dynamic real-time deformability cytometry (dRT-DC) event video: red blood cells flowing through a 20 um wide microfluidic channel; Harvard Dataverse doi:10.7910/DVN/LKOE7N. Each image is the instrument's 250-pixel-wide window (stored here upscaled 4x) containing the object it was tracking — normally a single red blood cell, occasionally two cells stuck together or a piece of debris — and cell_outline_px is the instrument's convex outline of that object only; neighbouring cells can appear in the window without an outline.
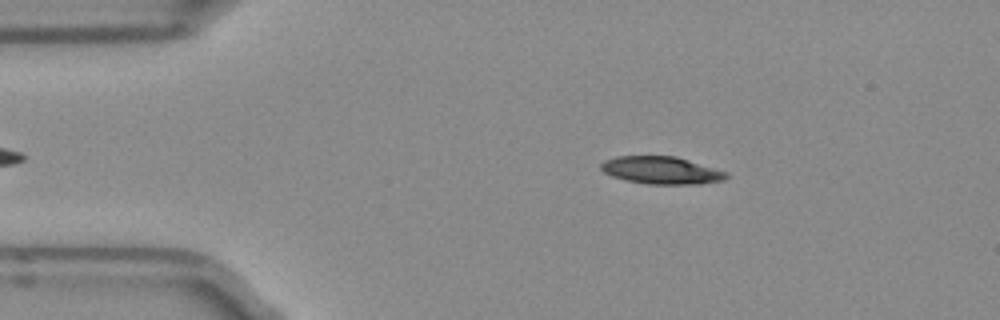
{"species": "Egyptian fruit bat (a non-hibernating species)", "species_latin": "Rousettus aegyptiacus", "temperature_condition": "room temperature", "stored_images_in_passage": 50, "camera_frame_rate_fps": 3000, "um_per_image_px": 0.085, "frame": {"image": 1, "passage_image": 8, "time_ms": 2.333, "image_size_px": [1000, 320], "cell_outline_px": [[728, 176], [724, 180], [700, 184], [648, 184], [624, 180], [612, 176], [604, 172], [600, 168], [600, 164], [604, 160], [616, 156], [676, 156], [728, 172]], "centroid_in_image_um": [56.21, 14.47], "position_along_channel_um": 28.8, "area_um2": 20.17}}
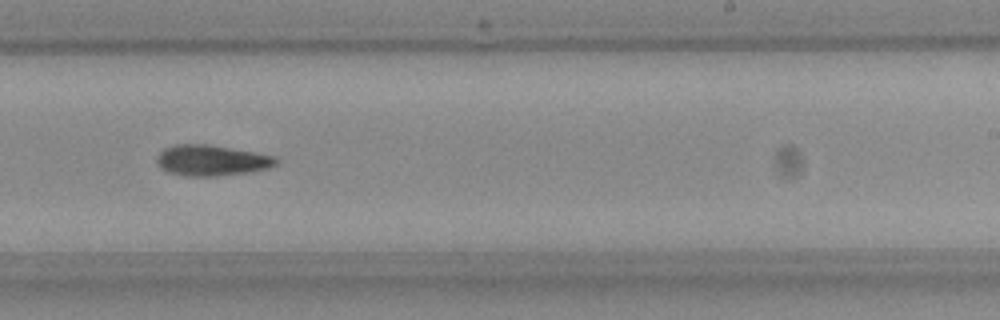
{"frame": {"image": 2, "passage_image": 30, "time_ms": 9.667, "image_size_px": [1000, 320], "cell_outline_px": [[280, 160], [276, 164], [268, 168], [252, 172], [216, 176], [184, 176], [168, 172], [160, 168], [156, 164], [156, 156], [164, 148], [176, 144], [208, 144], [276, 156]], "centroid_in_image_um": [17.97, 13.64], "position_along_channel_um": 271.0, "area_um2": 21.62}}
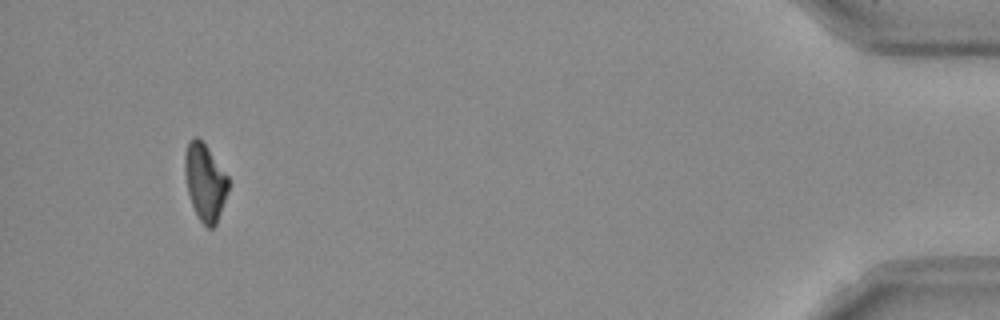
{"frame": {"image": 3, "passage_image": 47, "time_ms": 15.333, "image_size_px": [1000, 320], "cell_outline_px": [[228, 192], [216, 224], [212, 228], [208, 228], [200, 220], [192, 204], [188, 192], [184, 172], [184, 156], [188, 144], [196, 136], [204, 144], [228, 176]], "centroid_in_image_um": [17.42, 15.5], "position_along_channel_um": 417.8, "area_um2": 19.07}, "authors_computed_cell_mechanics": {"area_um2": 20.4323, "velocity_mm_per_s": 3.9493, "shape_relaxation_time_tau1_ms": 5.2531, "shape_relaxation_time_tau2_ms": null, "deformation_change_tau1": 0.1687, "deformation_change_tau2": null}}